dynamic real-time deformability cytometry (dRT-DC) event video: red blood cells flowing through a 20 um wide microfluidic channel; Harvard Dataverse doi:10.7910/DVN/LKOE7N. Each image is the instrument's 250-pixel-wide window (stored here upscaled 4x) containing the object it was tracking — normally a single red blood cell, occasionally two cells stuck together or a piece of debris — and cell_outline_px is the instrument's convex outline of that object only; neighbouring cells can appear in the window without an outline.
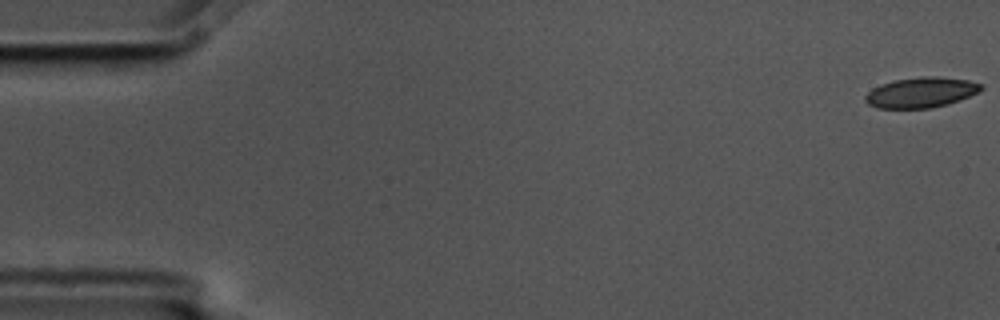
{"species": "common noctule bat (a hibernating species)", "species_latin": "Nyctalus noctula", "temperature_condition": "cold", "stored_images_in_passage": 7, "camera_frame_rate_fps": 3000, "um_per_image_px": 0.085, "animal": {"sex": "male", "body_mass_g": 17.5, "forearm_length_mm": 52.3}, "frame": {"image": 1, "passage_image": 1, "time_ms": 0.0, "image_size_px": [1000, 320], "cell_outline_px": [[984, 88], [960, 100], [948, 104], [932, 108], [876, 108], [868, 104], [864, 100], [864, 96], [872, 88], [896, 80], [920, 76], [936, 76], [968, 80], [984, 84]], "centroid_in_image_um": [78.29, 7.86], "position_along_channel_um": 6.7, "area_um2": 20.46}}
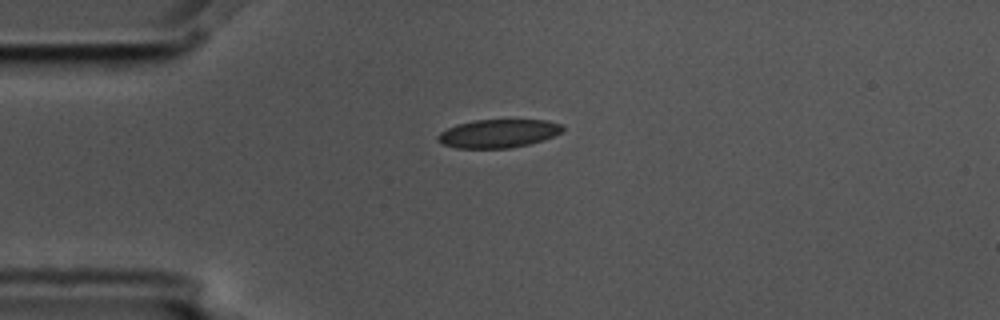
{"frame": {"image": 2, "passage_image": 5, "time_ms": 1.333, "image_size_px": [1000, 320], "cell_outline_px": [[564, 128], [560, 132], [552, 136], [528, 144], [512, 148], [456, 148], [444, 144], [436, 140], [436, 136], [440, 132], [456, 124], [476, 120], [548, 120], [564, 124]], "centroid_in_image_um": [42.34, 11.34], "position_along_channel_um": 42.7, "area_um2": 20.58}}